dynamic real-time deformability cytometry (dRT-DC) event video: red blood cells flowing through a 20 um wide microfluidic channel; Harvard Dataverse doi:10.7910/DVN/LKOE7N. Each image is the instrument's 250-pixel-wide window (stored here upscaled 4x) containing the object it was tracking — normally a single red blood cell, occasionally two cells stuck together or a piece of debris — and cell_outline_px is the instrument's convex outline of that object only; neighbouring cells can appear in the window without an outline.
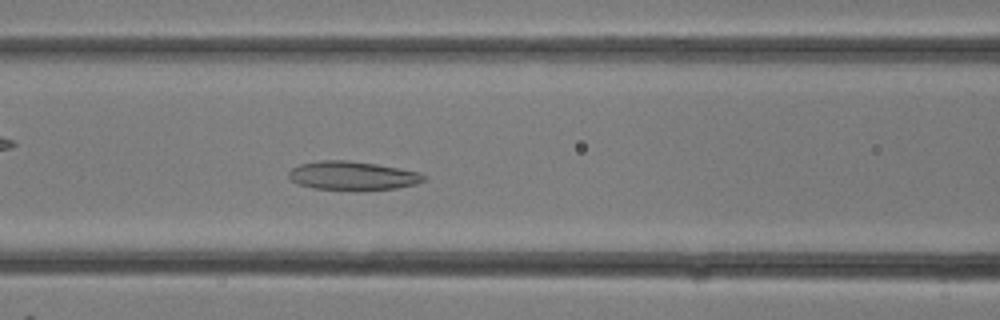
{"species": "common noctule bat (a hibernating species)", "species_latin": "Nyctalus noctula", "temperature_condition": "room temperature", "stored_images_in_passage": 28, "camera_frame_rate_fps": 3000, "um_per_image_px": 0.085, "animal": {"sex": "female"}, "frame": {"image": 1, "passage_image": 11, "time_ms": 3.333, "image_size_px": [1000, 320], "cell_outline_px": [[428, 176], [424, 180], [416, 184], [396, 188], [312, 188], [296, 184], [288, 176], [288, 172], [292, 168], [300, 164], [320, 160], [348, 160], [376, 164], [400, 168], [420, 172]], "centroid_in_image_um": [29.96, 14.9], "position_along_channel_um": 136.6, "area_um2": 22.08}}
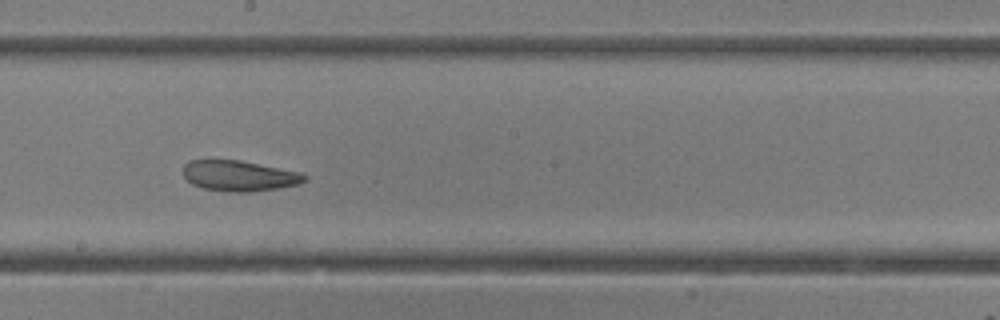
{"frame": {"image": 2, "passage_image": 15, "time_ms": 4.667, "image_size_px": [1000, 320], "cell_outline_px": [[308, 180], [300, 184], [280, 188], [248, 192], [228, 192], [204, 188], [192, 184], [184, 176], [184, 164], [188, 160], [240, 160], [300, 172], [308, 176]], "centroid_in_image_um": [20.37, 14.95], "position_along_channel_um": 227.8, "area_um2": 21.73}}
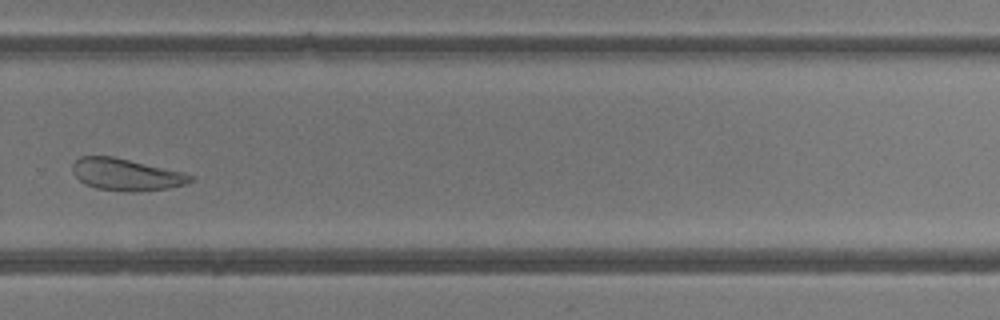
{"frame": {"image": 3, "passage_image": 19, "time_ms": 6.0, "image_size_px": [1000, 320], "cell_outline_px": [[196, 180], [184, 184], [168, 188], [132, 192], [96, 188], [80, 180], [72, 172], [72, 164], [80, 156], [112, 156], [184, 172], [192, 176]], "centroid_in_image_um": [10.73, 14.83], "position_along_channel_um": 319.1, "area_um2": 21.73}}